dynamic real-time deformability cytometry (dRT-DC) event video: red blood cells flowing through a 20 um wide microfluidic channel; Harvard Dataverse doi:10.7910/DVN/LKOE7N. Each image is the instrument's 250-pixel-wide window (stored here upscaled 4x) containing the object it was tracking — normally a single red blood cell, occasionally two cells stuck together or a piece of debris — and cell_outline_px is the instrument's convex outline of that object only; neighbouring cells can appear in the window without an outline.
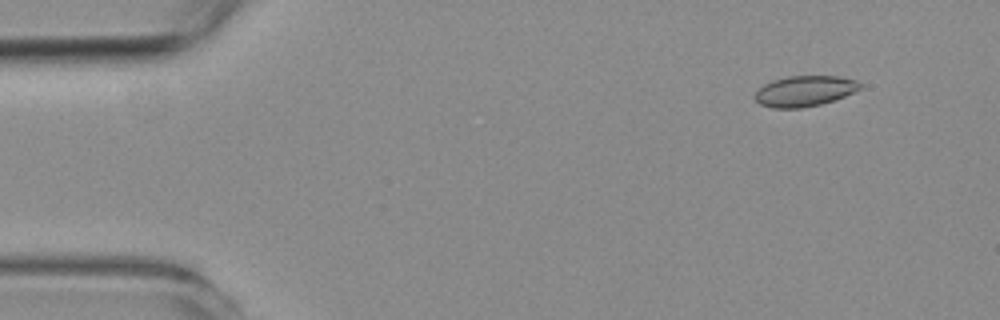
{"species": "common noctule bat (a hibernating species)", "species_latin": "Nyctalus noctula", "temperature_condition": "room temperature", "stored_images_in_passage": 51, "camera_frame_rate_fps": 3000, "um_per_image_px": 0.085, "animal": {"sex": "female", "body_mass_g": 19.3, "forearm_length_mm": 54.1}, "frame": {"image": 1, "passage_image": 1, "time_ms": 0.0, "image_size_px": [1000, 320], "cell_outline_px": [[860, 88], [844, 96], [820, 104], [800, 108], [772, 108], [760, 104], [752, 96], [764, 84], [772, 80], [788, 76], [836, 76], [856, 80], [860, 84]], "centroid_in_image_um": [68.33, 7.74], "position_along_channel_um": 16.7, "area_um2": 18.55}}
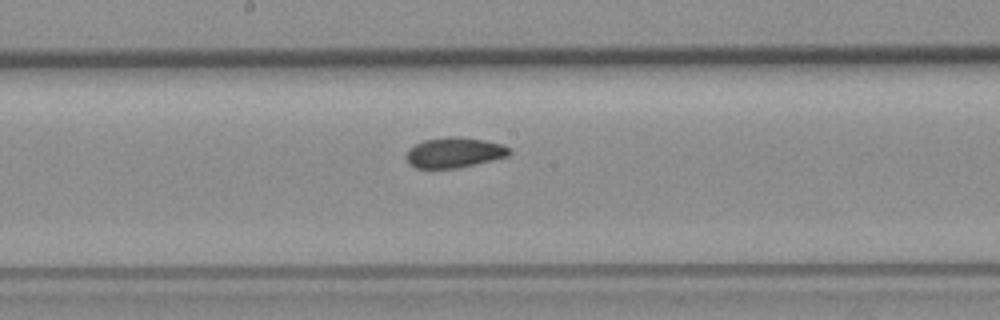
{"frame": {"image": 2, "passage_image": 25, "time_ms": 8.0, "image_size_px": [1000, 320], "cell_outline_px": [[512, 152], [508, 156], [460, 168], [416, 168], [408, 164], [404, 156], [408, 148], [424, 140], [448, 136], [456, 136], [484, 140], [504, 144], [512, 148]], "centroid_in_image_um": [38.61, 12.97], "position_along_channel_um": 209.6, "area_um2": 18.55}}
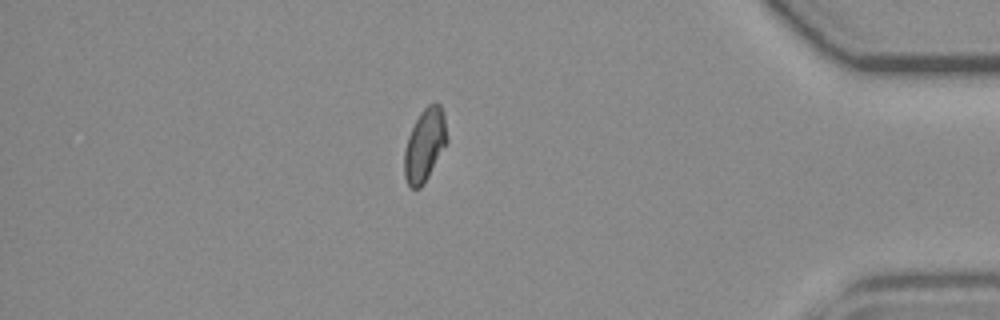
{"frame": {"image": 3, "passage_image": 44, "time_ms": 14.333, "image_size_px": [1000, 320], "cell_outline_px": [[448, 140], [424, 184], [420, 188], [412, 188], [408, 184], [404, 176], [404, 152], [408, 136], [420, 112], [428, 104], [440, 104], [444, 112]], "centroid_in_image_um": [36.1, 12.32], "position_along_channel_um": 399.1, "area_um2": 17.98}}